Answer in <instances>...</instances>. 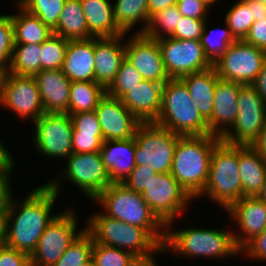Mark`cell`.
Wrapping results in <instances>:
<instances>
[{"label": "cell", "mask_w": 266, "mask_h": 266, "mask_svg": "<svg viewBox=\"0 0 266 266\" xmlns=\"http://www.w3.org/2000/svg\"><path fill=\"white\" fill-rule=\"evenodd\" d=\"M15 164L0 165V218L8 210L12 199V190L10 189V173L15 168Z\"/></svg>", "instance_id": "7dc6e473"}, {"label": "cell", "mask_w": 266, "mask_h": 266, "mask_svg": "<svg viewBox=\"0 0 266 266\" xmlns=\"http://www.w3.org/2000/svg\"><path fill=\"white\" fill-rule=\"evenodd\" d=\"M158 174L149 165H139L131 171L129 177L124 181L129 189L142 194L148 185L153 180V177Z\"/></svg>", "instance_id": "f6af8a7d"}, {"label": "cell", "mask_w": 266, "mask_h": 266, "mask_svg": "<svg viewBox=\"0 0 266 266\" xmlns=\"http://www.w3.org/2000/svg\"><path fill=\"white\" fill-rule=\"evenodd\" d=\"M0 266H31L30 255L3 244L0 247Z\"/></svg>", "instance_id": "681fc988"}, {"label": "cell", "mask_w": 266, "mask_h": 266, "mask_svg": "<svg viewBox=\"0 0 266 266\" xmlns=\"http://www.w3.org/2000/svg\"><path fill=\"white\" fill-rule=\"evenodd\" d=\"M142 81L143 78L139 71L129 61L124 59L114 81L106 89V94L114 98H120L124 93Z\"/></svg>", "instance_id": "60d3db41"}, {"label": "cell", "mask_w": 266, "mask_h": 266, "mask_svg": "<svg viewBox=\"0 0 266 266\" xmlns=\"http://www.w3.org/2000/svg\"><path fill=\"white\" fill-rule=\"evenodd\" d=\"M128 40L125 41V59L139 71L143 80L166 83L170 77L158 41L137 33Z\"/></svg>", "instance_id": "e0dca14e"}, {"label": "cell", "mask_w": 266, "mask_h": 266, "mask_svg": "<svg viewBox=\"0 0 266 266\" xmlns=\"http://www.w3.org/2000/svg\"><path fill=\"white\" fill-rule=\"evenodd\" d=\"M89 34L92 37H115L124 34L114 19L109 0H80Z\"/></svg>", "instance_id": "4316f807"}, {"label": "cell", "mask_w": 266, "mask_h": 266, "mask_svg": "<svg viewBox=\"0 0 266 266\" xmlns=\"http://www.w3.org/2000/svg\"><path fill=\"white\" fill-rule=\"evenodd\" d=\"M65 0H18L17 4L38 17L51 30L56 28Z\"/></svg>", "instance_id": "d590c367"}, {"label": "cell", "mask_w": 266, "mask_h": 266, "mask_svg": "<svg viewBox=\"0 0 266 266\" xmlns=\"http://www.w3.org/2000/svg\"><path fill=\"white\" fill-rule=\"evenodd\" d=\"M14 164L13 157L0 141V165Z\"/></svg>", "instance_id": "6f0895ef"}, {"label": "cell", "mask_w": 266, "mask_h": 266, "mask_svg": "<svg viewBox=\"0 0 266 266\" xmlns=\"http://www.w3.org/2000/svg\"><path fill=\"white\" fill-rule=\"evenodd\" d=\"M125 34L115 37H95V82L107 89L125 59Z\"/></svg>", "instance_id": "7402d4cb"}, {"label": "cell", "mask_w": 266, "mask_h": 266, "mask_svg": "<svg viewBox=\"0 0 266 266\" xmlns=\"http://www.w3.org/2000/svg\"><path fill=\"white\" fill-rule=\"evenodd\" d=\"M176 6L182 16L193 19H206L210 9L202 0H177Z\"/></svg>", "instance_id": "c3c4849f"}, {"label": "cell", "mask_w": 266, "mask_h": 266, "mask_svg": "<svg viewBox=\"0 0 266 266\" xmlns=\"http://www.w3.org/2000/svg\"><path fill=\"white\" fill-rule=\"evenodd\" d=\"M252 85L266 105V62L262 65V69Z\"/></svg>", "instance_id": "f5cc1de1"}, {"label": "cell", "mask_w": 266, "mask_h": 266, "mask_svg": "<svg viewBox=\"0 0 266 266\" xmlns=\"http://www.w3.org/2000/svg\"><path fill=\"white\" fill-rule=\"evenodd\" d=\"M181 17L182 15L179 13L176 5L169 6L150 17L147 28L142 34L155 40L170 37Z\"/></svg>", "instance_id": "836d02e7"}, {"label": "cell", "mask_w": 266, "mask_h": 266, "mask_svg": "<svg viewBox=\"0 0 266 266\" xmlns=\"http://www.w3.org/2000/svg\"><path fill=\"white\" fill-rule=\"evenodd\" d=\"M53 34L67 40L90 39L80 0H65Z\"/></svg>", "instance_id": "f1b7e54d"}, {"label": "cell", "mask_w": 266, "mask_h": 266, "mask_svg": "<svg viewBox=\"0 0 266 266\" xmlns=\"http://www.w3.org/2000/svg\"><path fill=\"white\" fill-rule=\"evenodd\" d=\"M207 23L204 25V30L200 38V43L203 47L205 57L214 65L217 60L227 51L228 47L237 41L232 34L230 28L226 24V28L218 35H214L213 31H207ZM218 31V30H217Z\"/></svg>", "instance_id": "e575fe53"}, {"label": "cell", "mask_w": 266, "mask_h": 266, "mask_svg": "<svg viewBox=\"0 0 266 266\" xmlns=\"http://www.w3.org/2000/svg\"><path fill=\"white\" fill-rule=\"evenodd\" d=\"M157 41L170 79H181L213 67L205 57L203 47L198 40H177L164 37Z\"/></svg>", "instance_id": "4fadbf2b"}, {"label": "cell", "mask_w": 266, "mask_h": 266, "mask_svg": "<svg viewBox=\"0 0 266 266\" xmlns=\"http://www.w3.org/2000/svg\"><path fill=\"white\" fill-rule=\"evenodd\" d=\"M177 0H148V14L151 17L169 6L176 5Z\"/></svg>", "instance_id": "9f6ffc18"}, {"label": "cell", "mask_w": 266, "mask_h": 266, "mask_svg": "<svg viewBox=\"0 0 266 266\" xmlns=\"http://www.w3.org/2000/svg\"><path fill=\"white\" fill-rule=\"evenodd\" d=\"M207 6H212L217 0H202Z\"/></svg>", "instance_id": "be15d7a7"}, {"label": "cell", "mask_w": 266, "mask_h": 266, "mask_svg": "<svg viewBox=\"0 0 266 266\" xmlns=\"http://www.w3.org/2000/svg\"><path fill=\"white\" fill-rule=\"evenodd\" d=\"M59 184L54 179L34 188L25 200H21L20 205L12 197L9 208L2 217L6 246L32 254L45 228L58 215H51V211L59 195Z\"/></svg>", "instance_id": "6da1fadb"}, {"label": "cell", "mask_w": 266, "mask_h": 266, "mask_svg": "<svg viewBox=\"0 0 266 266\" xmlns=\"http://www.w3.org/2000/svg\"><path fill=\"white\" fill-rule=\"evenodd\" d=\"M243 41L266 51V19L255 21Z\"/></svg>", "instance_id": "f907efd6"}, {"label": "cell", "mask_w": 266, "mask_h": 266, "mask_svg": "<svg viewBox=\"0 0 266 266\" xmlns=\"http://www.w3.org/2000/svg\"><path fill=\"white\" fill-rule=\"evenodd\" d=\"M93 200L106 210L108 217L144 229H162L166 225L156 216L143 196L123 183H112Z\"/></svg>", "instance_id": "52a82bcc"}, {"label": "cell", "mask_w": 266, "mask_h": 266, "mask_svg": "<svg viewBox=\"0 0 266 266\" xmlns=\"http://www.w3.org/2000/svg\"><path fill=\"white\" fill-rule=\"evenodd\" d=\"M240 252L247 253L246 257L266 260V230L249 241Z\"/></svg>", "instance_id": "816d5d0a"}, {"label": "cell", "mask_w": 266, "mask_h": 266, "mask_svg": "<svg viewBox=\"0 0 266 266\" xmlns=\"http://www.w3.org/2000/svg\"><path fill=\"white\" fill-rule=\"evenodd\" d=\"M257 197L259 199H261L266 204V175H265V180H264V184L262 186V189L258 193Z\"/></svg>", "instance_id": "91938a15"}, {"label": "cell", "mask_w": 266, "mask_h": 266, "mask_svg": "<svg viewBox=\"0 0 266 266\" xmlns=\"http://www.w3.org/2000/svg\"><path fill=\"white\" fill-rule=\"evenodd\" d=\"M67 160L64 177L88 198L94 199L112 184L99 152L72 153Z\"/></svg>", "instance_id": "2e32d148"}, {"label": "cell", "mask_w": 266, "mask_h": 266, "mask_svg": "<svg viewBox=\"0 0 266 266\" xmlns=\"http://www.w3.org/2000/svg\"><path fill=\"white\" fill-rule=\"evenodd\" d=\"M17 7L20 11L11 15L14 44H42L53 35V30L44 25L38 17L20 5Z\"/></svg>", "instance_id": "f546056e"}, {"label": "cell", "mask_w": 266, "mask_h": 266, "mask_svg": "<svg viewBox=\"0 0 266 266\" xmlns=\"http://www.w3.org/2000/svg\"><path fill=\"white\" fill-rule=\"evenodd\" d=\"M167 249L187 257L219 258L241 253L234 243L233 233L194 227L176 231L167 229L163 250Z\"/></svg>", "instance_id": "8992f818"}, {"label": "cell", "mask_w": 266, "mask_h": 266, "mask_svg": "<svg viewBox=\"0 0 266 266\" xmlns=\"http://www.w3.org/2000/svg\"><path fill=\"white\" fill-rule=\"evenodd\" d=\"M255 1L262 2V3L266 4V0H255Z\"/></svg>", "instance_id": "03108f58"}, {"label": "cell", "mask_w": 266, "mask_h": 266, "mask_svg": "<svg viewBox=\"0 0 266 266\" xmlns=\"http://www.w3.org/2000/svg\"><path fill=\"white\" fill-rule=\"evenodd\" d=\"M180 137L155 123H142L134 136L136 166L149 165L157 173H170Z\"/></svg>", "instance_id": "ba28073f"}, {"label": "cell", "mask_w": 266, "mask_h": 266, "mask_svg": "<svg viewBox=\"0 0 266 266\" xmlns=\"http://www.w3.org/2000/svg\"><path fill=\"white\" fill-rule=\"evenodd\" d=\"M95 37L68 40L63 66L64 75L71 81L95 82Z\"/></svg>", "instance_id": "d4e9b609"}, {"label": "cell", "mask_w": 266, "mask_h": 266, "mask_svg": "<svg viewBox=\"0 0 266 266\" xmlns=\"http://www.w3.org/2000/svg\"><path fill=\"white\" fill-rule=\"evenodd\" d=\"M206 22L205 19H193L182 16L170 37L177 40L200 41Z\"/></svg>", "instance_id": "7bdbcfd3"}, {"label": "cell", "mask_w": 266, "mask_h": 266, "mask_svg": "<svg viewBox=\"0 0 266 266\" xmlns=\"http://www.w3.org/2000/svg\"><path fill=\"white\" fill-rule=\"evenodd\" d=\"M266 162V121L265 124L257 136V139L250 145Z\"/></svg>", "instance_id": "db71d44e"}, {"label": "cell", "mask_w": 266, "mask_h": 266, "mask_svg": "<svg viewBox=\"0 0 266 266\" xmlns=\"http://www.w3.org/2000/svg\"><path fill=\"white\" fill-rule=\"evenodd\" d=\"M113 12L117 26L124 34L140 22H143L144 26L137 34L144 33L150 19L148 0H116Z\"/></svg>", "instance_id": "1f68e13d"}, {"label": "cell", "mask_w": 266, "mask_h": 266, "mask_svg": "<svg viewBox=\"0 0 266 266\" xmlns=\"http://www.w3.org/2000/svg\"><path fill=\"white\" fill-rule=\"evenodd\" d=\"M106 89L94 81H73L70 86L67 114L95 111Z\"/></svg>", "instance_id": "4dcf8cb0"}, {"label": "cell", "mask_w": 266, "mask_h": 266, "mask_svg": "<svg viewBox=\"0 0 266 266\" xmlns=\"http://www.w3.org/2000/svg\"><path fill=\"white\" fill-rule=\"evenodd\" d=\"M156 260L151 257L148 259H137L131 266H156Z\"/></svg>", "instance_id": "680465c9"}, {"label": "cell", "mask_w": 266, "mask_h": 266, "mask_svg": "<svg viewBox=\"0 0 266 266\" xmlns=\"http://www.w3.org/2000/svg\"><path fill=\"white\" fill-rule=\"evenodd\" d=\"M265 62L266 51L243 40H237L213 67L220 79L247 85L254 83Z\"/></svg>", "instance_id": "8fae6325"}, {"label": "cell", "mask_w": 266, "mask_h": 266, "mask_svg": "<svg viewBox=\"0 0 266 266\" xmlns=\"http://www.w3.org/2000/svg\"><path fill=\"white\" fill-rule=\"evenodd\" d=\"M70 118L73 125V131L94 134V136H103L98 116L95 111L71 114Z\"/></svg>", "instance_id": "ee69618b"}, {"label": "cell", "mask_w": 266, "mask_h": 266, "mask_svg": "<svg viewBox=\"0 0 266 266\" xmlns=\"http://www.w3.org/2000/svg\"><path fill=\"white\" fill-rule=\"evenodd\" d=\"M227 211L238 223L239 230L243 231V236L233 233L234 243L239 250L266 230V204L257 196L242 197Z\"/></svg>", "instance_id": "d6986e66"}, {"label": "cell", "mask_w": 266, "mask_h": 266, "mask_svg": "<svg viewBox=\"0 0 266 266\" xmlns=\"http://www.w3.org/2000/svg\"><path fill=\"white\" fill-rule=\"evenodd\" d=\"M252 9V19L261 21L266 19V4L255 0H244Z\"/></svg>", "instance_id": "11a10c76"}, {"label": "cell", "mask_w": 266, "mask_h": 266, "mask_svg": "<svg viewBox=\"0 0 266 266\" xmlns=\"http://www.w3.org/2000/svg\"><path fill=\"white\" fill-rule=\"evenodd\" d=\"M41 44H14L6 72L34 76L41 71Z\"/></svg>", "instance_id": "d6a6232c"}, {"label": "cell", "mask_w": 266, "mask_h": 266, "mask_svg": "<svg viewBox=\"0 0 266 266\" xmlns=\"http://www.w3.org/2000/svg\"><path fill=\"white\" fill-rule=\"evenodd\" d=\"M36 80L45 113H67L71 81L61 69L41 70Z\"/></svg>", "instance_id": "603a6c76"}, {"label": "cell", "mask_w": 266, "mask_h": 266, "mask_svg": "<svg viewBox=\"0 0 266 266\" xmlns=\"http://www.w3.org/2000/svg\"><path fill=\"white\" fill-rule=\"evenodd\" d=\"M155 124L180 136L209 134L207 121L196 108L188 87L181 79H169L164 84Z\"/></svg>", "instance_id": "277c9868"}, {"label": "cell", "mask_w": 266, "mask_h": 266, "mask_svg": "<svg viewBox=\"0 0 266 266\" xmlns=\"http://www.w3.org/2000/svg\"><path fill=\"white\" fill-rule=\"evenodd\" d=\"M141 195L166 227H170L193 200L171 173L156 174Z\"/></svg>", "instance_id": "7c38bea8"}, {"label": "cell", "mask_w": 266, "mask_h": 266, "mask_svg": "<svg viewBox=\"0 0 266 266\" xmlns=\"http://www.w3.org/2000/svg\"><path fill=\"white\" fill-rule=\"evenodd\" d=\"M218 79L219 77L214 67L181 78L188 87L196 108L207 122L212 118L214 91Z\"/></svg>", "instance_id": "484cf974"}, {"label": "cell", "mask_w": 266, "mask_h": 266, "mask_svg": "<svg viewBox=\"0 0 266 266\" xmlns=\"http://www.w3.org/2000/svg\"><path fill=\"white\" fill-rule=\"evenodd\" d=\"M5 71L6 70L0 66V93H1L2 79H3Z\"/></svg>", "instance_id": "6125c7cd"}, {"label": "cell", "mask_w": 266, "mask_h": 266, "mask_svg": "<svg viewBox=\"0 0 266 266\" xmlns=\"http://www.w3.org/2000/svg\"><path fill=\"white\" fill-rule=\"evenodd\" d=\"M238 167L242 197L257 196L264 184L266 162L251 146H239Z\"/></svg>", "instance_id": "83f0119b"}, {"label": "cell", "mask_w": 266, "mask_h": 266, "mask_svg": "<svg viewBox=\"0 0 266 266\" xmlns=\"http://www.w3.org/2000/svg\"><path fill=\"white\" fill-rule=\"evenodd\" d=\"M0 104L11 109L20 118H30L32 123L45 113L33 76L15 75L5 71Z\"/></svg>", "instance_id": "9a60e30c"}, {"label": "cell", "mask_w": 266, "mask_h": 266, "mask_svg": "<svg viewBox=\"0 0 266 266\" xmlns=\"http://www.w3.org/2000/svg\"><path fill=\"white\" fill-rule=\"evenodd\" d=\"M4 244L3 221L0 218V247Z\"/></svg>", "instance_id": "94428289"}, {"label": "cell", "mask_w": 266, "mask_h": 266, "mask_svg": "<svg viewBox=\"0 0 266 266\" xmlns=\"http://www.w3.org/2000/svg\"><path fill=\"white\" fill-rule=\"evenodd\" d=\"M95 112L104 141L133 138L142 124L120 101L107 94L99 101Z\"/></svg>", "instance_id": "ac0fdd59"}, {"label": "cell", "mask_w": 266, "mask_h": 266, "mask_svg": "<svg viewBox=\"0 0 266 266\" xmlns=\"http://www.w3.org/2000/svg\"><path fill=\"white\" fill-rule=\"evenodd\" d=\"M239 89V83L217 80L212 118L207 122L210 135L221 139L232 129L238 114Z\"/></svg>", "instance_id": "ffe728a7"}, {"label": "cell", "mask_w": 266, "mask_h": 266, "mask_svg": "<svg viewBox=\"0 0 266 266\" xmlns=\"http://www.w3.org/2000/svg\"><path fill=\"white\" fill-rule=\"evenodd\" d=\"M135 146L134 137L103 142L99 153L112 183H124L135 168Z\"/></svg>", "instance_id": "cb8c5ba5"}, {"label": "cell", "mask_w": 266, "mask_h": 266, "mask_svg": "<svg viewBox=\"0 0 266 266\" xmlns=\"http://www.w3.org/2000/svg\"><path fill=\"white\" fill-rule=\"evenodd\" d=\"M220 141L206 134L181 136L176 144L170 173L193 199L207 184L212 151Z\"/></svg>", "instance_id": "3957f363"}, {"label": "cell", "mask_w": 266, "mask_h": 266, "mask_svg": "<svg viewBox=\"0 0 266 266\" xmlns=\"http://www.w3.org/2000/svg\"><path fill=\"white\" fill-rule=\"evenodd\" d=\"M92 260L94 266H131L137 258L130 252L94 242Z\"/></svg>", "instance_id": "ab89813d"}, {"label": "cell", "mask_w": 266, "mask_h": 266, "mask_svg": "<svg viewBox=\"0 0 266 266\" xmlns=\"http://www.w3.org/2000/svg\"><path fill=\"white\" fill-rule=\"evenodd\" d=\"M87 221L85 230L95 243L130 252L137 259H148L154 257L153 253L163 251L164 229L136 227L102 212L91 215Z\"/></svg>", "instance_id": "7a4b0ae2"}, {"label": "cell", "mask_w": 266, "mask_h": 266, "mask_svg": "<svg viewBox=\"0 0 266 266\" xmlns=\"http://www.w3.org/2000/svg\"><path fill=\"white\" fill-rule=\"evenodd\" d=\"M225 23L237 40H243L254 23L252 9L244 0H237L227 11Z\"/></svg>", "instance_id": "74e56055"}, {"label": "cell", "mask_w": 266, "mask_h": 266, "mask_svg": "<svg viewBox=\"0 0 266 266\" xmlns=\"http://www.w3.org/2000/svg\"><path fill=\"white\" fill-rule=\"evenodd\" d=\"M266 121V105L252 84L241 85L238 96V114L233 130L221 140L230 145L250 146Z\"/></svg>", "instance_id": "30bf717a"}, {"label": "cell", "mask_w": 266, "mask_h": 266, "mask_svg": "<svg viewBox=\"0 0 266 266\" xmlns=\"http://www.w3.org/2000/svg\"><path fill=\"white\" fill-rule=\"evenodd\" d=\"M164 84L143 80L119 99L141 123H155L159 116Z\"/></svg>", "instance_id": "44dd1931"}, {"label": "cell", "mask_w": 266, "mask_h": 266, "mask_svg": "<svg viewBox=\"0 0 266 266\" xmlns=\"http://www.w3.org/2000/svg\"><path fill=\"white\" fill-rule=\"evenodd\" d=\"M93 239L84 230L53 266H79L92 258Z\"/></svg>", "instance_id": "8d00e7d4"}, {"label": "cell", "mask_w": 266, "mask_h": 266, "mask_svg": "<svg viewBox=\"0 0 266 266\" xmlns=\"http://www.w3.org/2000/svg\"><path fill=\"white\" fill-rule=\"evenodd\" d=\"M104 142L103 136H94V134L72 132V150L73 153H92L99 152Z\"/></svg>", "instance_id": "bcb514c9"}, {"label": "cell", "mask_w": 266, "mask_h": 266, "mask_svg": "<svg viewBox=\"0 0 266 266\" xmlns=\"http://www.w3.org/2000/svg\"><path fill=\"white\" fill-rule=\"evenodd\" d=\"M68 40L53 34L41 44V70H56L63 66Z\"/></svg>", "instance_id": "f35d334b"}, {"label": "cell", "mask_w": 266, "mask_h": 266, "mask_svg": "<svg viewBox=\"0 0 266 266\" xmlns=\"http://www.w3.org/2000/svg\"><path fill=\"white\" fill-rule=\"evenodd\" d=\"M32 124L36 127L34 146L47 157L68 158L72 153L73 125L67 113H44Z\"/></svg>", "instance_id": "5bb4252c"}, {"label": "cell", "mask_w": 266, "mask_h": 266, "mask_svg": "<svg viewBox=\"0 0 266 266\" xmlns=\"http://www.w3.org/2000/svg\"><path fill=\"white\" fill-rule=\"evenodd\" d=\"M14 47L11 15H0V66L5 70L10 64Z\"/></svg>", "instance_id": "b9f144b4"}, {"label": "cell", "mask_w": 266, "mask_h": 266, "mask_svg": "<svg viewBox=\"0 0 266 266\" xmlns=\"http://www.w3.org/2000/svg\"><path fill=\"white\" fill-rule=\"evenodd\" d=\"M239 145H230L222 140L214 147L211 156L204 194L221 205L225 211L242 198V183L238 171Z\"/></svg>", "instance_id": "5b68a950"}, {"label": "cell", "mask_w": 266, "mask_h": 266, "mask_svg": "<svg viewBox=\"0 0 266 266\" xmlns=\"http://www.w3.org/2000/svg\"><path fill=\"white\" fill-rule=\"evenodd\" d=\"M79 266H94V263H93V260L91 258L88 262H85Z\"/></svg>", "instance_id": "e7e4bbea"}, {"label": "cell", "mask_w": 266, "mask_h": 266, "mask_svg": "<svg viewBox=\"0 0 266 266\" xmlns=\"http://www.w3.org/2000/svg\"><path fill=\"white\" fill-rule=\"evenodd\" d=\"M73 212L61 211L45 228L30 255L31 266H53L85 230L84 227L77 230V217Z\"/></svg>", "instance_id": "9c48e42d"}]
</instances>
